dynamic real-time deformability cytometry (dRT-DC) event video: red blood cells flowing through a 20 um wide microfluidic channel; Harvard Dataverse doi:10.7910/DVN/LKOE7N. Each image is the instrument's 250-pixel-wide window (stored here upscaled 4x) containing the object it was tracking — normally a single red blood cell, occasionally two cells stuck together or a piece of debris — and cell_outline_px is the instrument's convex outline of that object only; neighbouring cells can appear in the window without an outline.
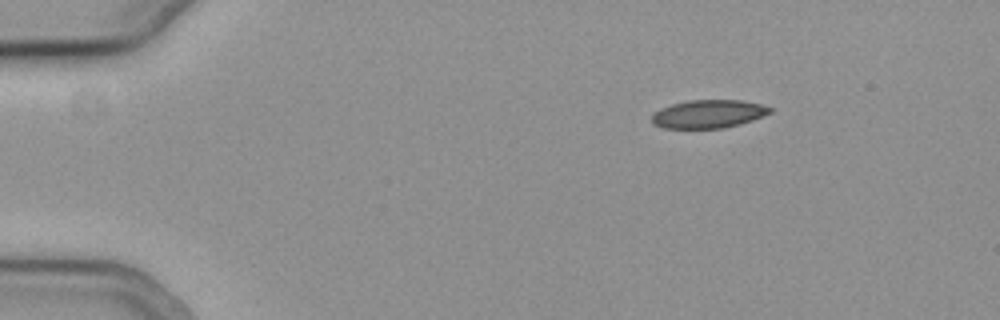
{"species": "common noctule bat (a hibernating species)", "species_latin": "Nyctalus noctula", "temperature_condition": "cold", "stored_images_in_passage": 48, "camera_frame_rate_fps": 3000, "um_per_image_px": 0.085, "animal": {"sex": "female", "body_mass_g": 19.3, "forearm_length_mm": 54.1}, "frame": {"image": 1, "passage_image": 1, "time_ms": 0.0, "image_size_px": [1000, 320], "cell_outline_px": [[772, 112], [752, 120], [740, 124], [724, 128], [664, 128], [652, 124], [652, 116], [660, 108], [672, 104], [688, 100], [740, 100], [760, 104], [772, 108]], "centroid_in_image_um": [60.21, 9.69], "position_along_channel_um": 24.8, "area_um2": 19.36}}
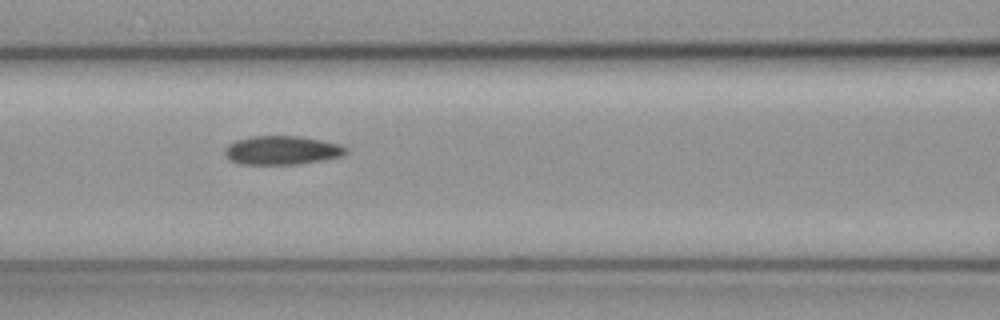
{"frame": {"image": 2, "passage_image": 17, "time_ms": 5.333, "image_size_px": [1000, 320], "cell_outline_px": [[348, 152], [340, 156], [320, 160], [296, 164], [240, 164], [232, 160], [224, 152], [224, 148], [228, 144], [236, 140], [248, 136], [296, 136], [320, 140], [336, 144], [348, 148]], "centroid_in_image_um": [23.92, 12.76], "position_along_channel_um": 142.7, "area_um2": 20.0}}
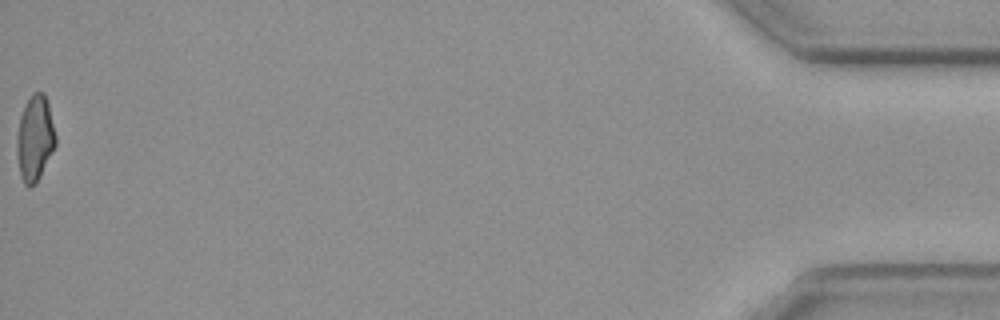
{"frame": {"image": 3, "passage_image": 48, "time_ms": 15.667, "image_size_px": [1000, 320], "cell_outline_px": [[56, 144], [36, 184], [28, 188], [24, 184], [20, 176], [16, 152], [16, 136], [20, 116], [24, 104], [32, 92], [44, 92], [48, 104], [56, 136]], "centroid_in_image_um": [2.94, 11.76], "position_along_channel_um": 432.3, "area_um2": 19.54}, "authors_computed_cell_mechanics": {"area_um2": 19.941, "velocity_mm_per_s": 3.7825, "shape_relaxation_time_tau1_ms": 9.5377, "shape_relaxation_time_tau2_ms": 5.8585, "deformation_change_tau1": 0.1659, "deformation_change_tau2": 0.1158}}